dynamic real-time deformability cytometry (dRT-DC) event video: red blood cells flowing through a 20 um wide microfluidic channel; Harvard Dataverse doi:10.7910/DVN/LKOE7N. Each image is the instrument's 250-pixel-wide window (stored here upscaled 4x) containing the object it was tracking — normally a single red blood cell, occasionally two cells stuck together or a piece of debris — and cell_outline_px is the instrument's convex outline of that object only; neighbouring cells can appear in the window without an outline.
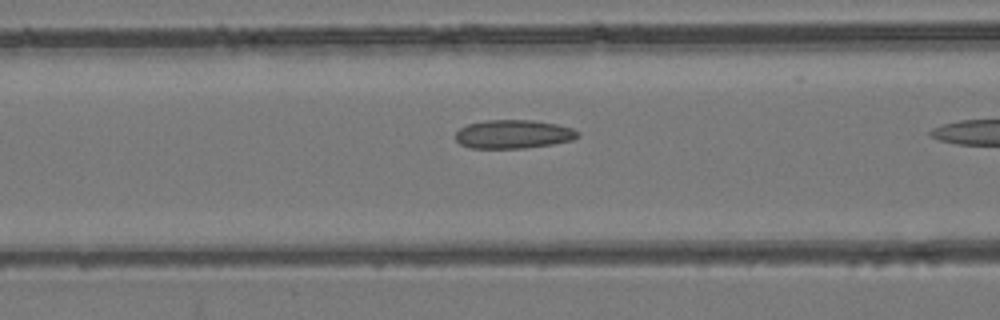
{"species": "common noctule bat (a hibernating species)", "species_latin": "Nyctalus noctula", "temperature_condition": "room temperature", "stored_images_in_passage": 24, "camera_frame_rate_fps": 3000, "um_per_image_px": 0.085, "animal": {"sex": "female", "body_mass_g": 24.6, "forearm_length_mm": 56.2}, "frame": {"image": 1, "passage_image": 23, "time_ms": 7.333, "image_size_px": [1000, 320], "cell_outline_px": [[580, 136], [572, 140], [552, 144], [524, 148], [472, 148], [460, 144], [456, 140], [456, 132], [460, 128], [468, 124], [488, 120], [532, 120], [556, 124], [572, 128], [580, 132]], "centroid_in_image_um": [43.65, 11.4], "position_along_channel_um": 122.9, "area_um2": 20.35}}